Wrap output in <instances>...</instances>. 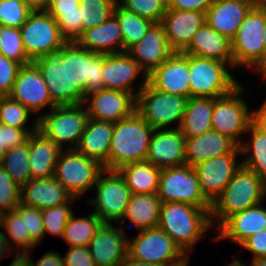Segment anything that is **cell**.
Listing matches in <instances>:
<instances>
[{"instance_id":"obj_1","label":"cell","mask_w":266,"mask_h":266,"mask_svg":"<svg viewBox=\"0 0 266 266\" xmlns=\"http://www.w3.org/2000/svg\"><path fill=\"white\" fill-rule=\"evenodd\" d=\"M210 212L211 208L188 203H162L158 227L188 254L208 229L213 228Z\"/></svg>"},{"instance_id":"obj_2","label":"cell","mask_w":266,"mask_h":266,"mask_svg":"<svg viewBox=\"0 0 266 266\" xmlns=\"http://www.w3.org/2000/svg\"><path fill=\"white\" fill-rule=\"evenodd\" d=\"M154 128L136 111L114 123L108 154V170L136 162L146 161Z\"/></svg>"},{"instance_id":"obj_3","label":"cell","mask_w":266,"mask_h":266,"mask_svg":"<svg viewBox=\"0 0 266 266\" xmlns=\"http://www.w3.org/2000/svg\"><path fill=\"white\" fill-rule=\"evenodd\" d=\"M266 197V181L241 166L211 206V222L217 228L232 214L256 206ZM217 221L215 222V218Z\"/></svg>"},{"instance_id":"obj_4","label":"cell","mask_w":266,"mask_h":266,"mask_svg":"<svg viewBox=\"0 0 266 266\" xmlns=\"http://www.w3.org/2000/svg\"><path fill=\"white\" fill-rule=\"evenodd\" d=\"M187 101V97L158 91L144 78L136 96V112L154 129H166L175 122L178 129Z\"/></svg>"},{"instance_id":"obj_5","label":"cell","mask_w":266,"mask_h":266,"mask_svg":"<svg viewBox=\"0 0 266 266\" xmlns=\"http://www.w3.org/2000/svg\"><path fill=\"white\" fill-rule=\"evenodd\" d=\"M266 6H253L241 23L232 42L234 67H255L264 72V31Z\"/></svg>"},{"instance_id":"obj_6","label":"cell","mask_w":266,"mask_h":266,"mask_svg":"<svg viewBox=\"0 0 266 266\" xmlns=\"http://www.w3.org/2000/svg\"><path fill=\"white\" fill-rule=\"evenodd\" d=\"M84 105L55 106L46 114L39 113L38 131L53 140L62 150L66 143L70 146L72 144L67 149H76L89 120Z\"/></svg>"},{"instance_id":"obj_7","label":"cell","mask_w":266,"mask_h":266,"mask_svg":"<svg viewBox=\"0 0 266 266\" xmlns=\"http://www.w3.org/2000/svg\"><path fill=\"white\" fill-rule=\"evenodd\" d=\"M227 67V63L189 54L190 97L217 98L230 93L240 83Z\"/></svg>"},{"instance_id":"obj_8","label":"cell","mask_w":266,"mask_h":266,"mask_svg":"<svg viewBox=\"0 0 266 266\" xmlns=\"http://www.w3.org/2000/svg\"><path fill=\"white\" fill-rule=\"evenodd\" d=\"M20 33L25 52L32 62L57 53L67 43L57 21L45 9L33 10L21 25Z\"/></svg>"},{"instance_id":"obj_9","label":"cell","mask_w":266,"mask_h":266,"mask_svg":"<svg viewBox=\"0 0 266 266\" xmlns=\"http://www.w3.org/2000/svg\"><path fill=\"white\" fill-rule=\"evenodd\" d=\"M58 53L67 61V74L84 97L105 89L102 77L103 53H94L80 47L76 42H67Z\"/></svg>"},{"instance_id":"obj_10","label":"cell","mask_w":266,"mask_h":266,"mask_svg":"<svg viewBox=\"0 0 266 266\" xmlns=\"http://www.w3.org/2000/svg\"><path fill=\"white\" fill-rule=\"evenodd\" d=\"M65 151V152H64ZM104 167L76 149L62 150L54 178L73 196L81 197L93 188Z\"/></svg>"},{"instance_id":"obj_11","label":"cell","mask_w":266,"mask_h":266,"mask_svg":"<svg viewBox=\"0 0 266 266\" xmlns=\"http://www.w3.org/2000/svg\"><path fill=\"white\" fill-rule=\"evenodd\" d=\"M243 91L240 83L230 93L214 98L212 111V129L227 136L237 146L243 142L239 136L247 133L253 123V112H249L248 103L240 97Z\"/></svg>"},{"instance_id":"obj_12","label":"cell","mask_w":266,"mask_h":266,"mask_svg":"<svg viewBox=\"0 0 266 266\" xmlns=\"http://www.w3.org/2000/svg\"><path fill=\"white\" fill-rule=\"evenodd\" d=\"M158 197L162 203L182 202L200 208H211L204 197L194 167L187 164L161 170Z\"/></svg>"},{"instance_id":"obj_13","label":"cell","mask_w":266,"mask_h":266,"mask_svg":"<svg viewBox=\"0 0 266 266\" xmlns=\"http://www.w3.org/2000/svg\"><path fill=\"white\" fill-rule=\"evenodd\" d=\"M105 174H108L105 176ZM97 195L87 204L95 207L94 213L104 223L122 220L131 192L117 170L104 169L95 183Z\"/></svg>"},{"instance_id":"obj_14","label":"cell","mask_w":266,"mask_h":266,"mask_svg":"<svg viewBox=\"0 0 266 266\" xmlns=\"http://www.w3.org/2000/svg\"><path fill=\"white\" fill-rule=\"evenodd\" d=\"M128 255L135 260L163 266L180 259L185 253L158 226L139 230V234L128 238Z\"/></svg>"},{"instance_id":"obj_15","label":"cell","mask_w":266,"mask_h":266,"mask_svg":"<svg viewBox=\"0 0 266 266\" xmlns=\"http://www.w3.org/2000/svg\"><path fill=\"white\" fill-rule=\"evenodd\" d=\"M239 154L241 155L240 148L236 146L228 154L202 161L193 166L201 191L211 204L220 196L232 177L241 168L242 161H237Z\"/></svg>"},{"instance_id":"obj_16","label":"cell","mask_w":266,"mask_h":266,"mask_svg":"<svg viewBox=\"0 0 266 266\" xmlns=\"http://www.w3.org/2000/svg\"><path fill=\"white\" fill-rule=\"evenodd\" d=\"M40 70L52 101L57 105L84 103V95L71 84L67 74V61L57 52L33 61Z\"/></svg>"},{"instance_id":"obj_17","label":"cell","mask_w":266,"mask_h":266,"mask_svg":"<svg viewBox=\"0 0 266 266\" xmlns=\"http://www.w3.org/2000/svg\"><path fill=\"white\" fill-rule=\"evenodd\" d=\"M8 96L37 115L46 106L49 109L57 106L50 97L40 70L33 62L20 67Z\"/></svg>"},{"instance_id":"obj_18","label":"cell","mask_w":266,"mask_h":266,"mask_svg":"<svg viewBox=\"0 0 266 266\" xmlns=\"http://www.w3.org/2000/svg\"><path fill=\"white\" fill-rule=\"evenodd\" d=\"M89 118L116 123L136 111V97L132 93L103 89L85 96Z\"/></svg>"},{"instance_id":"obj_19","label":"cell","mask_w":266,"mask_h":266,"mask_svg":"<svg viewBox=\"0 0 266 266\" xmlns=\"http://www.w3.org/2000/svg\"><path fill=\"white\" fill-rule=\"evenodd\" d=\"M189 54L173 52L148 75V83L160 92L190 98Z\"/></svg>"},{"instance_id":"obj_20","label":"cell","mask_w":266,"mask_h":266,"mask_svg":"<svg viewBox=\"0 0 266 266\" xmlns=\"http://www.w3.org/2000/svg\"><path fill=\"white\" fill-rule=\"evenodd\" d=\"M186 138L180 129H154L146 161L160 169L186 164Z\"/></svg>"},{"instance_id":"obj_21","label":"cell","mask_w":266,"mask_h":266,"mask_svg":"<svg viewBox=\"0 0 266 266\" xmlns=\"http://www.w3.org/2000/svg\"><path fill=\"white\" fill-rule=\"evenodd\" d=\"M122 227L103 223L88 244L96 266H119L128 255V237Z\"/></svg>"},{"instance_id":"obj_22","label":"cell","mask_w":266,"mask_h":266,"mask_svg":"<svg viewBox=\"0 0 266 266\" xmlns=\"http://www.w3.org/2000/svg\"><path fill=\"white\" fill-rule=\"evenodd\" d=\"M160 23L171 50L183 52L193 35L205 23V13L167 8Z\"/></svg>"},{"instance_id":"obj_23","label":"cell","mask_w":266,"mask_h":266,"mask_svg":"<svg viewBox=\"0 0 266 266\" xmlns=\"http://www.w3.org/2000/svg\"><path fill=\"white\" fill-rule=\"evenodd\" d=\"M127 53L149 75L173 53L162 24L153 23L143 39L132 46Z\"/></svg>"},{"instance_id":"obj_24","label":"cell","mask_w":266,"mask_h":266,"mask_svg":"<svg viewBox=\"0 0 266 266\" xmlns=\"http://www.w3.org/2000/svg\"><path fill=\"white\" fill-rule=\"evenodd\" d=\"M141 72L144 78H148L145 71L127 52L103 56L102 77L105 89L132 93L136 97L137 91L134 93L132 84Z\"/></svg>"},{"instance_id":"obj_25","label":"cell","mask_w":266,"mask_h":266,"mask_svg":"<svg viewBox=\"0 0 266 266\" xmlns=\"http://www.w3.org/2000/svg\"><path fill=\"white\" fill-rule=\"evenodd\" d=\"M262 203L229 216L217 229L216 240L230 239L241 244L248 237L266 229V209Z\"/></svg>"},{"instance_id":"obj_26","label":"cell","mask_w":266,"mask_h":266,"mask_svg":"<svg viewBox=\"0 0 266 266\" xmlns=\"http://www.w3.org/2000/svg\"><path fill=\"white\" fill-rule=\"evenodd\" d=\"M252 7L243 0H215L205 13V22L232 40Z\"/></svg>"},{"instance_id":"obj_27","label":"cell","mask_w":266,"mask_h":266,"mask_svg":"<svg viewBox=\"0 0 266 266\" xmlns=\"http://www.w3.org/2000/svg\"><path fill=\"white\" fill-rule=\"evenodd\" d=\"M182 53L215 59L234 67L231 40L216 32L206 22L193 35L189 46Z\"/></svg>"},{"instance_id":"obj_28","label":"cell","mask_w":266,"mask_h":266,"mask_svg":"<svg viewBox=\"0 0 266 266\" xmlns=\"http://www.w3.org/2000/svg\"><path fill=\"white\" fill-rule=\"evenodd\" d=\"M73 196L54 178L30 179L21 187L24 205L45 210L72 200Z\"/></svg>"},{"instance_id":"obj_29","label":"cell","mask_w":266,"mask_h":266,"mask_svg":"<svg viewBox=\"0 0 266 266\" xmlns=\"http://www.w3.org/2000/svg\"><path fill=\"white\" fill-rule=\"evenodd\" d=\"M76 43L94 53L105 55L123 53V37L119 22L114 15L102 24L83 31Z\"/></svg>"},{"instance_id":"obj_30","label":"cell","mask_w":266,"mask_h":266,"mask_svg":"<svg viewBox=\"0 0 266 266\" xmlns=\"http://www.w3.org/2000/svg\"><path fill=\"white\" fill-rule=\"evenodd\" d=\"M62 149L40 131L29 136V168L31 179L54 176L57 160Z\"/></svg>"},{"instance_id":"obj_31","label":"cell","mask_w":266,"mask_h":266,"mask_svg":"<svg viewBox=\"0 0 266 266\" xmlns=\"http://www.w3.org/2000/svg\"><path fill=\"white\" fill-rule=\"evenodd\" d=\"M114 123L89 118L76 150L108 169V154Z\"/></svg>"},{"instance_id":"obj_32","label":"cell","mask_w":266,"mask_h":266,"mask_svg":"<svg viewBox=\"0 0 266 266\" xmlns=\"http://www.w3.org/2000/svg\"><path fill=\"white\" fill-rule=\"evenodd\" d=\"M237 145L227 136L211 129L202 135L186 138V164H196L230 153Z\"/></svg>"},{"instance_id":"obj_33","label":"cell","mask_w":266,"mask_h":266,"mask_svg":"<svg viewBox=\"0 0 266 266\" xmlns=\"http://www.w3.org/2000/svg\"><path fill=\"white\" fill-rule=\"evenodd\" d=\"M161 204L157 193L131 194L122 220L129 219L138 230L157 227Z\"/></svg>"},{"instance_id":"obj_34","label":"cell","mask_w":266,"mask_h":266,"mask_svg":"<svg viewBox=\"0 0 266 266\" xmlns=\"http://www.w3.org/2000/svg\"><path fill=\"white\" fill-rule=\"evenodd\" d=\"M214 98L190 97L180 126L185 138L195 137L212 129Z\"/></svg>"},{"instance_id":"obj_35","label":"cell","mask_w":266,"mask_h":266,"mask_svg":"<svg viewBox=\"0 0 266 266\" xmlns=\"http://www.w3.org/2000/svg\"><path fill=\"white\" fill-rule=\"evenodd\" d=\"M161 170L151 162L142 161L124 165L117 171L125 180L131 194H146L158 192Z\"/></svg>"},{"instance_id":"obj_36","label":"cell","mask_w":266,"mask_h":266,"mask_svg":"<svg viewBox=\"0 0 266 266\" xmlns=\"http://www.w3.org/2000/svg\"><path fill=\"white\" fill-rule=\"evenodd\" d=\"M80 0H50L46 11L57 21L63 38L76 42L82 35Z\"/></svg>"},{"instance_id":"obj_37","label":"cell","mask_w":266,"mask_h":266,"mask_svg":"<svg viewBox=\"0 0 266 266\" xmlns=\"http://www.w3.org/2000/svg\"><path fill=\"white\" fill-rule=\"evenodd\" d=\"M250 141L239 145L240 153L246 155L242 166L255 172L266 181V134L258 129L253 123L248 128ZM249 154V155H247Z\"/></svg>"},{"instance_id":"obj_38","label":"cell","mask_w":266,"mask_h":266,"mask_svg":"<svg viewBox=\"0 0 266 266\" xmlns=\"http://www.w3.org/2000/svg\"><path fill=\"white\" fill-rule=\"evenodd\" d=\"M113 15L120 25L123 37V52H127L132 46L140 42L153 24L151 20L126 10L119 3L115 5Z\"/></svg>"},{"instance_id":"obj_39","label":"cell","mask_w":266,"mask_h":266,"mask_svg":"<svg viewBox=\"0 0 266 266\" xmlns=\"http://www.w3.org/2000/svg\"><path fill=\"white\" fill-rule=\"evenodd\" d=\"M103 223L94 212L77 218L73 213L65 226L63 239L70 247L88 246Z\"/></svg>"},{"instance_id":"obj_40","label":"cell","mask_w":266,"mask_h":266,"mask_svg":"<svg viewBox=\"0 0 266 266\" xmlns=\"http://www.w3.org/2000/svg\"><path fill=\"white\" fill-rule=\"evenodd\" d=\"M1 166L20 187L24 186L31 179L29 168V137L24 144L6 151Z\"/></svg>"},{"instance_id":"obj_41","label":"cell","mask_w":266,"mask_h":266,"mask_svg":"<svg viewBox=\"0 0 266 266\" xmlns=\"http://www.w3.org/2000/svg\"><path fill=\"white\" fill-rule=\"evenodd\" d=\"M116 4V0H80L82 33L108 20L113 15Z\"/></svg>"},{"instance_id":"obj_42","label":"cell","mask_w":266,"mask_h":266,"mask_svg":"<svg viewBox=\"0 0 266 266\" xmlns=\"http://www.w3.org/2000/svg\"><path fill=\"white\" fill-rule=\"evenodd\" d=\"M0 227L5 229L7 240L16 246L19 253L30 252V235H25L24 217L14 209L6 213L0 214ZM12 239V240H11Z\"/></svg>"},{"instance_id":"obj_43","label":"cell","mask_w":266,"mask_h":266,"mask_svg":"<svg viewBox=\"0 0 266 266\" xmlns=\"http://www.w3.org/2000/svg\"><path fill=\"white\" fill-rule=\"evenodd\" d=\"M0 54L21 66L32 63L25 52L20 28L0 26Z\"/></svg>"},{"instance_id":"obj_44","label":"cell","mask_w":266,"mask_h":266,"mask_svg":"<svg viewBox=\"0 0 266 266\" xmlns=\"http://www.w3.org/2000/svg\"><path fill=\"white\" fill-rule=\"evenodd\" d=\"M74 199L77 198L73 197L70 202L42 210L44 236L46 233H50L53 236L55 235L63 238L65 226L73 214V210H71L69 203H74Z\"/></svg>"},{"instance_id":"obj_45","label":"cell","mask_w":266,"mask_h":266,"mask_svg":"<svg viewBox=\"0 0 266 266\" xmlns=\"http://www.w3.org/2000/svg\"><path fill=\"white\" fill-rule=\"evenodd\" d=\"M33 10L25 0H0V26L20 28Z\"/></svg>"},{"instance_id":"obj_46","label":"cell","mask_w":266,"mask_h":266,"mask_svg":"<svg viewBox=\"0 0 266 266\" xmlns=\"http://www.w3.org/2000/svg\"><path fill=\"white\" fill-rule=\"evenodd\" d=\"M29 113L32 112L20 102L0 96V124L25 129Z\"/></svg>"},{"instance_id":"obj_47","label":"cell","mask_w":266,"mask_h":266,"mask_svg":"<svg viewBox=\"0 0 266 266\" xmlns=\"http://www.w3.org/2000/svg\"><path fill=\"white\" fill-rule=\"evenodd\" d=\"M15 210L24 217L25 235H30L31 249L44 238V226L42 220V210L20 203Z\"/></svg>"},{"instance_id":"obj_48","label":"cell","mask_w":266,"mask_h":266,"mask_svg":"<svg viewBox=\"0 0 266 266\" xmlns=\"http://www.w3.org/2000/svg\"><path fill=\"white\" fill-rule=\"evenodd\" d=\"M119 4L153 23L161 22L167 9V4L163 0H122Z\"/></svg>"},{"instance_id":"obj_49","label":"cell","mask_w":266,"mask_h":266,"mask_svg":"<svg viewBox=\"0 0 266 266\" xmlns=\"http://www.w3.org/2000/svg\"><path fill=\"white\" fill-rule=\"evenodd\" d=\"M30 129L15 128L0 124V165L7 150L24 144L27 142L30 134L38 130V119H36L35 126L33 125V128Z\"/></svg>"},{"instance_id":"obj_50","label":"cell","mask_w":266,"mask_h":266,"mask_svg":"<svg viewBox=\"0 0 266 266\" xmlns=\"http://www.w3.org/2000/svg\"><path fill=\"white\" fill-rule=\"evenodd\" d=\"M21 202V187L0 165V214L14 210Z\"/></svg>"},{"instance_id":"obj_51","label":"cell","mask_w":266,"mask_h":266,"mask_svg":"<svg viewBox=\"0 0 266 266\" xmlns=\"http://www.w3.org/2000/svg\"><path fill=\"white\" fill-rule=\"evenodd\" d=\"M21 65L0 54V96H8Z\"/></svg>"},{"instance_id":"obj_52","label":"cell","mask_w":266,"mask_h":266,"mask_svg":"<svg viewBox=\"0 0 266 266\" xmlns=\"http://www.w3.org/2000/svg\"><path fill=\"white\" fill-rule=\"evenodd\" d=\"M65 254L62 257L64 266H96L88 246L69 247Z\"/></svg>"},{"instance_id":"obj_53","label":"cell","mask_w":266,"mask_h":266,"mask_svg":"<svg viewBox=\"0 0 266 266\" xmlns=\"http://www.w3.org/2000/svg\"><path fill=\"white\" fill-rule=\"evenodd\" d=\"M240 246L251 252L252 258H266V229L248 237Z\"/></svg>"},{"instance_id":"obj_54","label":"cell","mask_w":266,"mask_h":266,"mask_svg":"<svg viewBox=\"0 0 266 266\" xmlns=\"http://www.w3.org/2000/svg\"><path fill=\"white\" fill-rule=\"evenodd\" d=\"M215 0H170L167 8L206 13Z\"/></svg>"},{"instance_id":"obj_55","label":"cell","mask_w":266,"mask_h":266,"mask_svg":"<svg viewBox=\"0 0 266 266\" xmlns=\"http://www.w3.org/2000/svg\"><path fill=\"white\" fill-rule=\"evenodd\" d=\"M48 252L44 254L36 264L31 259V266H64V261L62 256L58 252Z\"/></svg>"},{"instance_id":"obj_56","label":"cell","mask_w":266,"mask_h":266,"mask_svg":"<svg viewBox=\"0 0 266 266\" xmlns=\"http://www.w3.org/2000/svg\"><path fill=\"white\" fill-rule=\"evenodd\" d=\"M257 110H253V124L266 134V107L262 104Z\"/></svg>"},{"instance_id":"obj_57","label":"cell","mask_w":266,"mask_h":266,"mask_svg":"<svg viewBox=\"0 0 266 266\" xmlns=\"http://www.w3.org/2000/svg\"><path fill=\"white\" fill-rule=\"evenodd\" d=\"M15 256L13 261L9 266H31V253H19L15 251Z\"/></svg>"},{"instance_id":"obj_58","label":"cell","mask_w":266,"mask_h":266,"mask_svg":"<svg viewBox=\"0 0 266 266\" xmlns=\"http://www.w3.org/2000/svg\"><path fill=\"white\" fill-rule=\"evenodd\" d=\"M14 249V246L12 243L7 240V238L4 235V232L0 231V258H4L6 253L5 252H11V249ZM4 256V257H3Z\"/></svg>"},{"instance_id":"obj_59","label":"cell","mask_w":266,"mask_h":266,"mask_svg":"<svg viewBox=\"0 0 266 266\" xmlns=\"http://www.w3.org/2000/svg\"><path fill=\"white\" fill-rule=\"evenodd\" d=\"M119 266H157V265L138 261L127 255L126 259Z\"/></svg>"},{"instance_id":"obj_60","label":"cell","mask_w":266,"mask_h":266,"mask_svg":"<svg viewBox=\"0 0 266 266\" xmlns=\"http://www.w3.org/2000/svg\"><path fill=\"white\" fill-rule=\"evenodd\" d=\"M188 264H189V254H185L180 259L171 263L164 264L163 266H189Z\"/></svg>"},{"instance_id":"obj_61","label":"cell","mask_w":266,"mask_h":266,"mask_svg":"<svg viewBox=\"0 0 266 266\" xmlns=\"http://www.w3.org/2000/svg\"><path fill=\"white\" fill-rule=\"evenodd\" d=\"M250 266H266V258H252Z\"/></svg>"},{"instance_id":"obj_62","label":"cell","mask_w":266,"mask_h":266,"mask_svg":"<svg viewBox=\"0 0 266 266\" xmlns=\"http://www.w3.org/2000/svg\"><path fill=\"white\" fill-rule=\"evenodd\" d=\"M25 2L34 10L41 9V0H25Z\"/></svg>"},{"instance_id":"obj_63","label":"cell","mask_w":266,"mask_h":266,"mask_svg":"<svg viewBox=\"0 0 266 266\" xmlns=\"http://www.w3.org/2000/svg\"><path fill=\"white\" fill-rule=\"evenodd\" d=\"M250 3L252 6H265L266 0H243Z\"/></svg>"},{"instance_id":"obj_64","label":"cell","mask_w":266,"mask_h":266,"mask_svg":"<svg viewBox=\"0 0 266 266\" xmlns=\"http://www.w3.org/2000/svg\"><path fill=\"white\" fill-rule=\"evenodd\" d=\"M264 72H266V26L264 31Z\"/></svg>"},{"instance_id":"obj_65","label":"cell","mask_w":266,"mask_h":266,"mask_svg":"<svg viewBox=\"0 0 266 266\" xmlns=\"http://www.w3.org/2000/svg\"><path fill=\"white\" fill-rule=\"evenodd\" d=\"M247 264L241 262L239 259H234L230 264L227 266H246Z\"/></svg>"},{"instance_id":"obj_66","label":"cell","mask_w":266,"mask_h":266,"mask_svg":"<svg viewBox=\"0 0 266 266\" xmlns=\"http://www.w3.org/2000/svg\"><path fill=\"white\" fill-rule=\"evenodd\" d=\"M49 3L50 0H41V9H46Z\"/></svg>"},{"instance_id":"obj_67","label":"cell","mask_w":266,"mask_h":266,"mask_svg":"<svg viewBox=\"0 0 266 266\" xmlns=\"http://www.w3.org/2000/svg\"><path fill=\"white\" fill-rule=\"evenodd\" d=\"M260 75L263 76L264 79H266V72H263ZM263 105L266 107V101L263 102Z\"/></svg>"},{"instance_id":"obj_68","label":"cell","mask_w":266,"mask_h":266,"mask_svg":"<svg viewBox=\"0 0 266 266\" xmlns=\"http://www.w3.org/2000/svg\"><path fill=\"white\" fill-rule=\"evenodd\" d=\"M166 4H168V2L170 1V0H163Z\"/></svg>"}]
</instances>
